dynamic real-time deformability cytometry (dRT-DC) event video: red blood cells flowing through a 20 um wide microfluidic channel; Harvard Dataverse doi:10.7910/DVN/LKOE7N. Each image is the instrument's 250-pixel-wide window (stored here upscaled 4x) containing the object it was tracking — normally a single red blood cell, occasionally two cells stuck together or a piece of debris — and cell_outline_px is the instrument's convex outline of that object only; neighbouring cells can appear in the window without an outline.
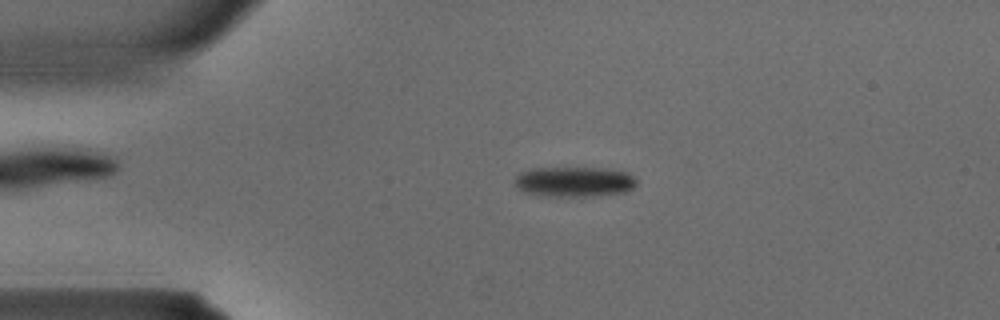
{"species": "common noctule bat (a hibernating species)", "species_latin": "Nyctalus noctula", "temperature_condition": "warm", "stored_images_in_passage": 18, "camera_frame_rate_fps": 3000, "um_per_image_px": 0.085, "animal": {"sex": "male", "body_mass_g": 15.6}, "frame": {"image": 1, "passage_image": 5, "time_ms": 1.333, "image_size_px": [1000, 320], "cell_outline_px": [[636, 184], [632, 188], [624, 192], [592, 196], [544, 196], [524, 192], [516, 188], [512, 184], [512, 180], [520, 172], [532, 168], [604, 168], [628, 172], [636, 180]], "centroid_in_image_um": [48.74, 15.44], "position_along_channel_um": 36.3, "area_um2": 21.62}}
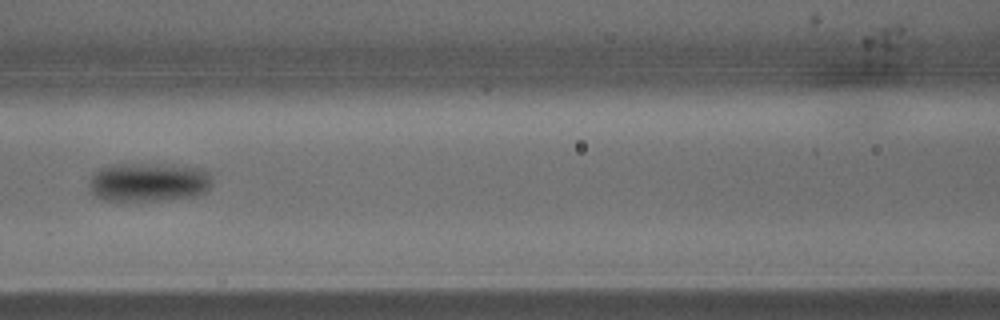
{"frame": {"image": 2, "passage_image": 13, "time_ms": 4.0, "image_size_px": [1000, 320], "cell_outline_px": [[212, 184], [208, 192], [200, 196], [156, 200], [104, 200], [96, 196], [92, 192], [88, 184], [88, 180], [100, 168], [112, 164], [148, 164], [204, 168], [208, 172], [212, 180]], "centroid_in_image_um": [12.67, 15.49], "position_along_channel_um": 153.9, "area_um2": 27.92}}
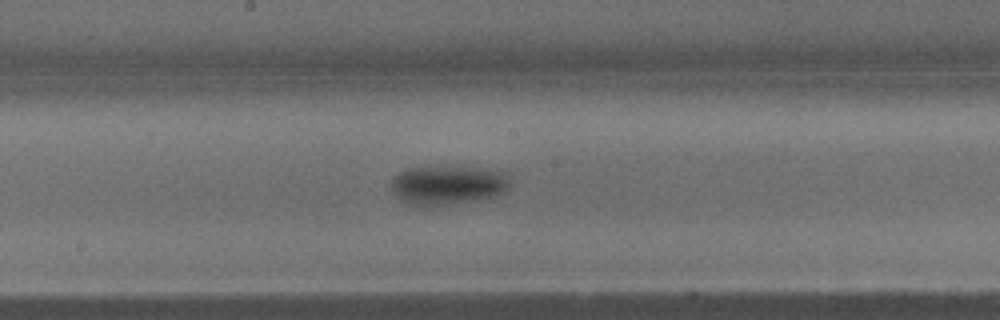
{"frame": {"image": 3, "passage_image": 16, "time_ms": 5.0, "image_size_px": [1000, 320], "cell_outline_px": [[508, 188], [504, 192], [496, 196], [476, 200], [428, 208], [420, 208], [408, 204], [400, 200], [396, 196], [392, 188], [392, 176], [408, 168], [476, 168], [508, 172]], "centroid_in_image_um": [38.03, 15.78], "position_along_channel_um": 210.2, "area_um2": 27.17}}